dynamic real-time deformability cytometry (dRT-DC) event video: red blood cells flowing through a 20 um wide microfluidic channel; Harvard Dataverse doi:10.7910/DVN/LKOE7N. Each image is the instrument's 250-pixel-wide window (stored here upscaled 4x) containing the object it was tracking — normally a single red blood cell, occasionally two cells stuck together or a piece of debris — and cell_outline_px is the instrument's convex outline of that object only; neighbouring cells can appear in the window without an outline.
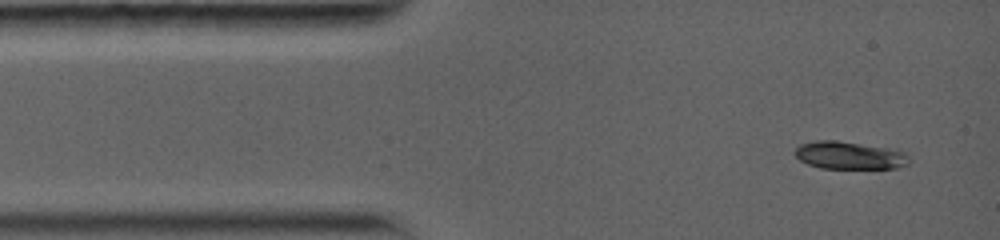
{"species": "common noctule bat (a hibernating species)", "species_latin": "Nyctalus noctula", "temperature_condition": "warm", "stored_images_in_passage": 9, "camera_frame_rate_fps": 5000, "um_per_image_px": 0.085, "animal": {"sex": "female", "body_mass_g": 19.0, "forearm_length_mm": 56.7}, "frame": {"image": 1, "passage_image": 1, "time_ms": 0.0, "image_size_px": [1000, 240], "cell_outline_px": [[908, 164], [896, 168], [820, 168], [808, 164], [800, 160], [792, 152], [800, 144], [816, 140], [836, 140], [888, 148], [904, 152], [908, 156]], "centroid_in_image_um": [72.15, 13.2], "position_along_channel_um": 12.8, "area_um2": 18.32}}
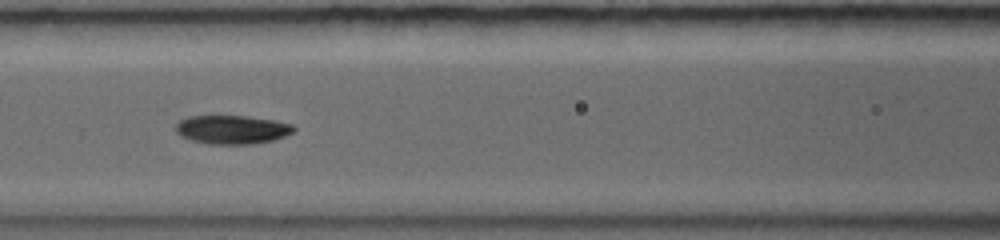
{"frame": {"image": 2, "passage_image": 6, "time_ms": 4.8, "image_size_px": [1000, 240], "cell_outline_px": [[296, 132], [272, 140], [252, 144], [208, 144], [192, 140], [180, 136], [176, 132], [176, 124], [180, 120], [188, 116], [212, 112], [248, 116], [276, 120], [292, 124], [296, 128]], "centroid_in_image_um": [19.69, 10.96], "position_along_channel_um": 146.9, "area_um2": 20.75}}
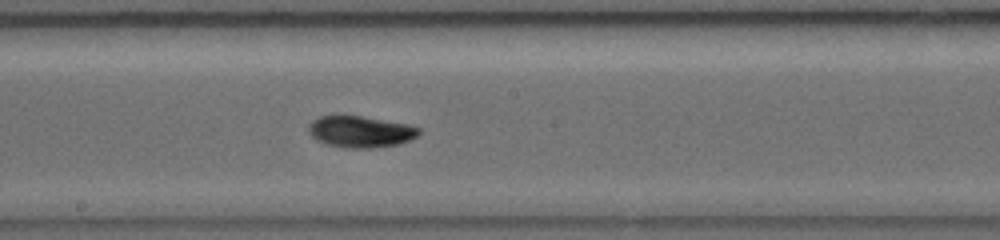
{"frame": {"image": 3, "passage_image": 8, "time_ms": 6.6, "image_size_px": [1000, 240], "cell_outline_px": [[420, 132], [416, 136], [400, 144], [368, 148], [348, 148], [324, 144], [316, 140], [308, 132], [308, 124], [312, 120], [320, 116], [336, 112], [340, 112], [408, 124], [420, 128]], "centroid_in_image_um": [30.55, 11.15], "position_along_channel_um": 217.6, "area_um2": 20.92}}